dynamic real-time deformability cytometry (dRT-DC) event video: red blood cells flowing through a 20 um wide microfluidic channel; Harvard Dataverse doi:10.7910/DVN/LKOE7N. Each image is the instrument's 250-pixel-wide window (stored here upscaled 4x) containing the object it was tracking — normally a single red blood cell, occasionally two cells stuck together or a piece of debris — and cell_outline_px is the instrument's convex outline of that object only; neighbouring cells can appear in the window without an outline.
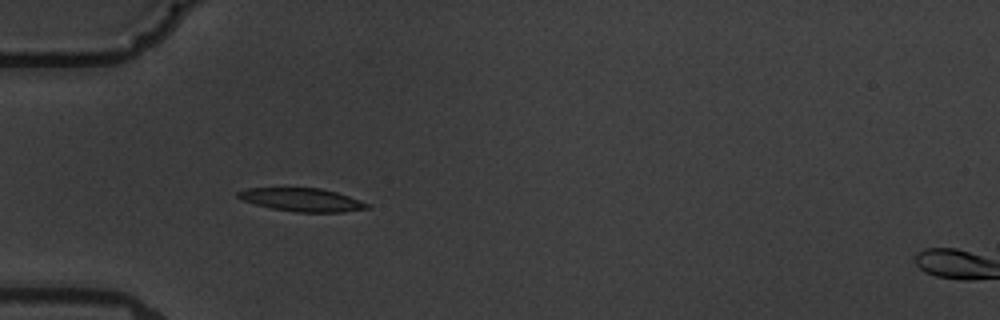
{"species": "common noctule bat (a hibernating species)", "species_latin": "Nyctalus noctula", "temperature_condition": "warm", "stored_images_in_passage": 5, "camera_frame_rate_fps": 3000, "um_per_image_px": 0.085, "animal": {"sex": "male", "body_mass_g": 19.5, "forearm_length_mm": 54.6}, "frame": {"image": 1, "passage_image": 4, "time_ms": 4.667, "image_size_px": [1000, 320], "cell_outline_px": [[372, 208], [344, 212], [296, 212], [272, 208], [256, 204], [244, 200], [236, 196], [236, 192], [248, 188], [320, 188], [336, 192], [348, 196], [368, 204]], "centroid_in_image_um": [25.68, 16.98], "position_along_channel_um": 59.3, "area_um2": 17.28}}